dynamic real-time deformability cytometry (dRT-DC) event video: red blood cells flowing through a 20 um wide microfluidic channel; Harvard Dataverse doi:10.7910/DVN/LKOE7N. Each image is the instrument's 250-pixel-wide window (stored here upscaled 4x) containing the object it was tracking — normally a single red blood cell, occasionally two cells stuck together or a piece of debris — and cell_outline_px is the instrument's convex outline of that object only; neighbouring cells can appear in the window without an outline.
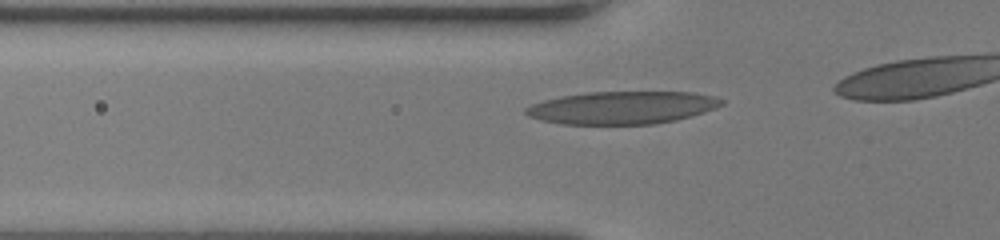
{"species": "human", "species_latin": "Homo sapiens", "temperature_condition": "room temperature", "stored_images_in_passage": 6, "camera_frame_rate_fps": 3000, "um_per_image_px": 0.085, "donor": {"sex": "female"}, "frame": {"image": 1, "passage_image": 5, "time_ms": 1.333, "image_size_px": [1000, 240], "cell_outline_px": [[724, 104], [716, 108], [692, 116], [676, 120], [656, 124], [560, 124], [540, 120], [528, 116], [524, 112], [524, 108], [532, 104], [544, 100], [560, 96], [588, 92], [692, 92], [716, 96], [724, 100]], "centroid_in_image_um": [52.9, 9.15], "position_along_channel_um": 72.9, "area_um2": 37.57}}